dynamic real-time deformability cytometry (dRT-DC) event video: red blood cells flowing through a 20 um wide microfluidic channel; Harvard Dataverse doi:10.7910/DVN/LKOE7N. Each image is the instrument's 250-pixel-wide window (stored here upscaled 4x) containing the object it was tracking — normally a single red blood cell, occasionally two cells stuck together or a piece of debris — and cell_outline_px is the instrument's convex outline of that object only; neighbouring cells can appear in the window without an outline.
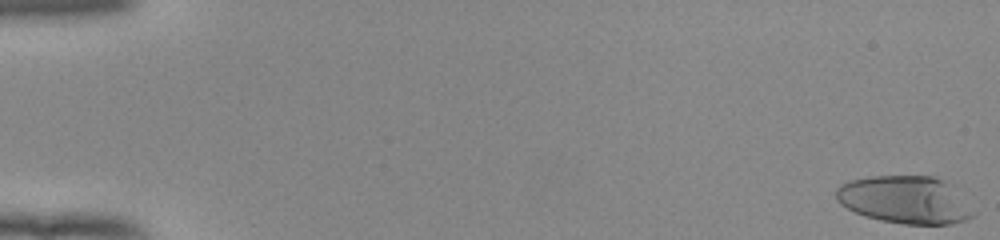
{"species": "human", "species_latin": "Homo sapiens", "temperature_condition": "room temperature", "stored_images_in_passage": 54, "camera_frame_rate_fps": 3000, "um_per_image_px": 0.085, "donor": {"sex": "female"}, "frame": {"image": 1, "passage_image": 1, "time_ms": 0.0, "image_size_px": [1000, 240], "cell_outline_px": [[976, 212], [972, 216], [964, 220], [952, 224], [904, 224], [880, 220], [864, 216], [840, 204], [836, 200], [836, 188], [840, 184], [852, 180], [872, 176], [932, 176], [940, 180]], "centroid_in_image_um": [76.84, 17.0], "position_along_channel_um": 8.2, "area_um2": 37.22}}
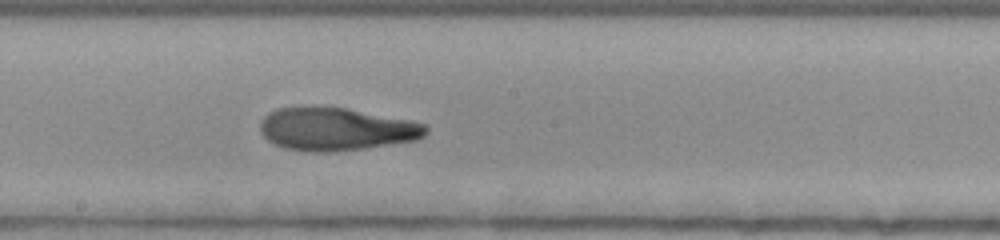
{"frame": {"image": 2, "passage_image": 31, "time_ms": 10.0, "image_size_px": [1000, 240], "cell_outline_px": [[428, 132], [424, 136], [416, 140], [364, 148], [332, 152], [308, 152], [284, 148], [268, 140], [260, 132], [260, 124], [264, 116], [268, 112], [276, 108], [344, 108], [412, 120], [428, 124]], "centroid_in_image_um": [28.6, 10.99], "position_along_channel_um": 219.6, "area_um2": 41.21}}
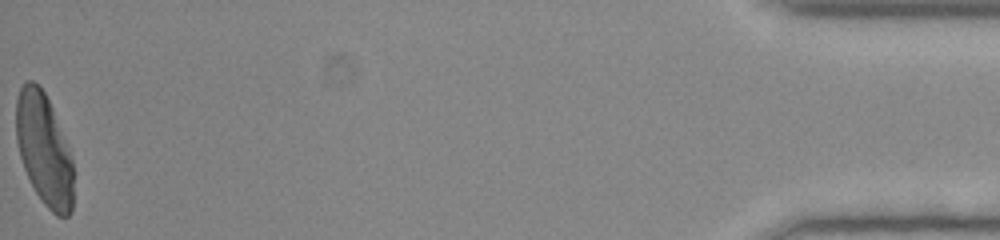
{"frame": {"image": 3, "passage_image": 54, "time_ms": 17.667, "image_size_px": [1000, 240], "cell_outline_px": [[72, 212], [68, 216], [56, 216], [44, 204], [36, 192], [24, 168], [20, 156], [16, 140], [16, 100], [20, 88], [28, 80], [32, 80], [44, 92], [52, 108], [72, 160]], "centroid_in_image_um": [3.72, 12.72], "position_along_channel_um": 431.5, "area_um2": 36.65}, "authors_computed_cell_mechanics": {"area_um2": 40.0843, "velocity_mm_per_s": 3.9405, "shape_relaxation_time_tau1_ms": 6.5744, "shape_relaxation_time_tau2_ms": 1.4087, "deformation_change_tau1": 0.2956, "deformation_change_tau2": 0.092}}